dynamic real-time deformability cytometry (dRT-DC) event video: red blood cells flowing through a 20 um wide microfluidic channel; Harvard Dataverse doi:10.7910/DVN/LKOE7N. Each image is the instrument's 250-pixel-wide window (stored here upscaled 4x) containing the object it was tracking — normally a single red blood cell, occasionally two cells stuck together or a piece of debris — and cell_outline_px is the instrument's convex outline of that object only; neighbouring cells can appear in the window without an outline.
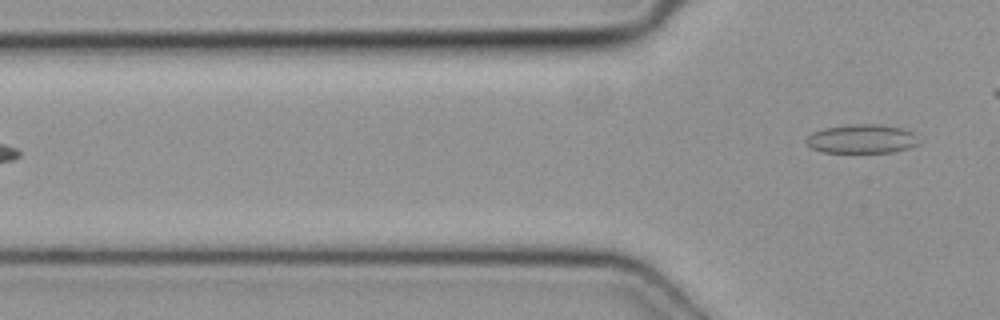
{"species": "common noctule bat (a hibernating species)", "species_latin": "Nyctalus noctula", "temperature_condition": "cold", "stored_images_in_passage": 5, "camera_frame_rate_fps": 3000, "um_per_image_px": 0.085, "animal": {"sex": "female", "body_mass_g": 19.3, "forearm_length_mm": 54.1}, "frame": {"image": 1, "passage_image": 5, "time_ms": 1.333, "image_size_px": [1000, 320], "cell_outline_px": [[920, 144], [908, 148], [892, 152], [820, 152], [812, 148], [804, 140], [812, 132], [824, 128], [848, 124], [876, 124], [904, 128], [912, 132]], "centroid_in_image_um": [73.23, 11.8], "position_along_channel_um": 52.6, "area_um2": 19.02}}